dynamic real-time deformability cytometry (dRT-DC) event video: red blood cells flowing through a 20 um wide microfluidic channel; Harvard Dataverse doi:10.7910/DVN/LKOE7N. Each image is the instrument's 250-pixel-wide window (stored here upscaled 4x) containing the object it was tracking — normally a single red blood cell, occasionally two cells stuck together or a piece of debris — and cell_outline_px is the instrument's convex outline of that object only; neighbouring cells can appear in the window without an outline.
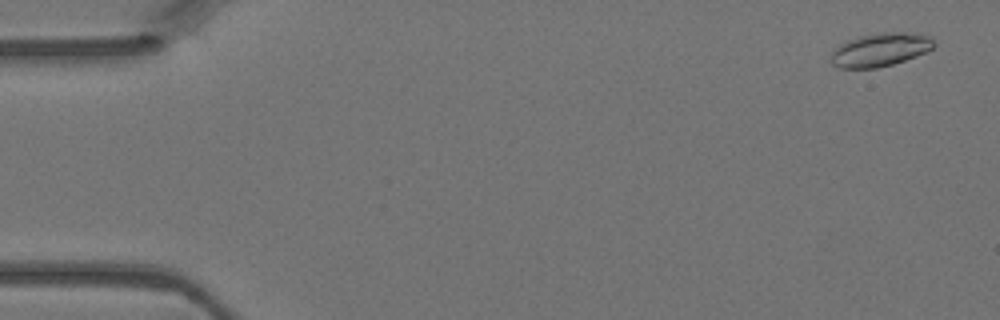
{"species": "Egyptian fruit bat (a non-hibernating species)", "species_latin": "Rousettus aegyptiacus", "temperature_condition": "warm", "stored_images_in_passage": 3, "camera_frame_rate_fps": 3000, "um_per_image_px": 0.085, "animal": {"sex": "female"}, "frame": {"image": 1, "passage_image": 1, "time_ms": 0.0, "image_size_px": [1000, 320], "cell_outline_px": [[936, 44], [928, 52], [892, 64], [876, 68], [840, 68], [832, 64], [832, 52], [840, 44], [848, 40], [860, 36], [880, 32], [916, 32], [932, 36]], "centroid_in_image_um": [74.89, 4.2], "position_along_channel_um": 10.1, "area_um2": 20.17}}